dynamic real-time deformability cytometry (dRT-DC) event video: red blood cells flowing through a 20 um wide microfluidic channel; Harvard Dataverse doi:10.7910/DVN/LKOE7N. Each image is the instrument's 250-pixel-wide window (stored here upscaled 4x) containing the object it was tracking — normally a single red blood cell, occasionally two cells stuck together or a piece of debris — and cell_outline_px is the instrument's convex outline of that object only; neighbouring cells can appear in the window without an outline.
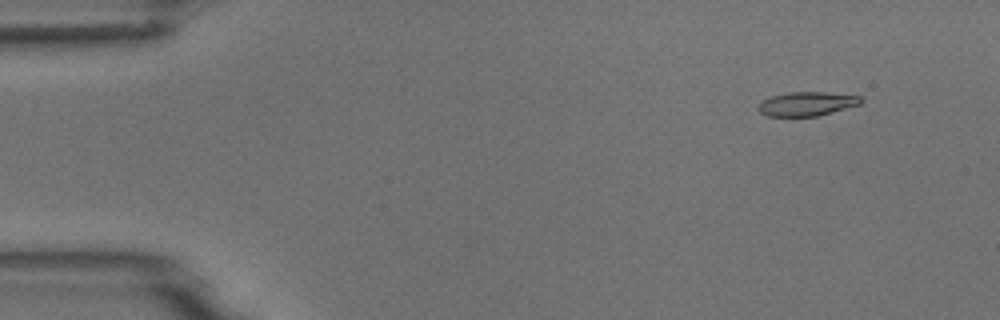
{"species": "common noctule bat (a hibernating species)", "species_latin": "Nyctalus noctula", "temperature_condition": "room temperature", "stored_images_in_passage": 4, "camera_frame_rate_fps": 3000, "um_per_image_px": 0.085, "animal": {"sex": "male", "body_mass_g": 18.8}, "frame": {"image": 1, "passage_image": 2, "time_ms": 1.0, "image_size_px": [1000, 320], "cell_outline_px": [[864, 100], [860, 104], [816, 116], [768, 116], [760, 112], [756, 108], [764, 100], [772, 96], [788, 92], [824, 92], [860, 96]], "centroid_in_image_um": [68.58, 8.82], "position_along_channel_um": 16.4, "area_um2": 14.16}}